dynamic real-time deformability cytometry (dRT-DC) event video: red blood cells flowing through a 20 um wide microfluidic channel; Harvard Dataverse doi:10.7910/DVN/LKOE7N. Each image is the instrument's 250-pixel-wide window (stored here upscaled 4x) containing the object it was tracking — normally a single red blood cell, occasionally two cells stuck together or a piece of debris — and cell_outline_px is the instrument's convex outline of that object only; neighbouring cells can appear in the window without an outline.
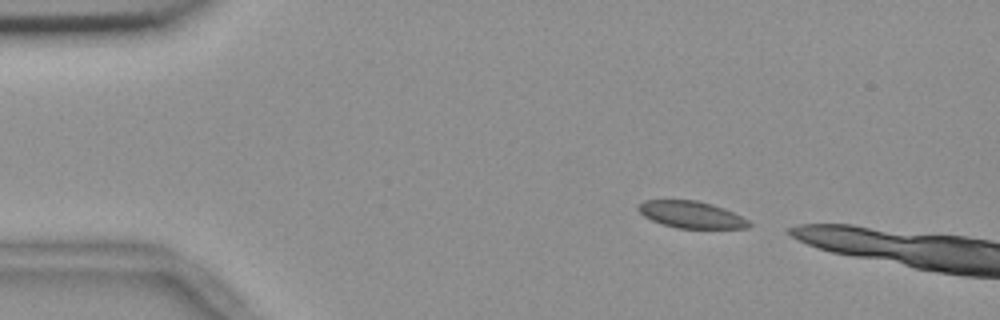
{"species": "common noctule bat (a hibernating species)", "species_latin": "Nyctalus noctula", "temperature_condition": "room temperature", "stored_images_in_passage": 3, "camera_frame_rate_fps": 3000, "um_per_image_px": 0.085, "animal": {"sex": "female", "body_mass_g": 18.4}, "frame": {"image": 1, "passage_image": 1, "time_ms": 0.0, "image_size_px": [1000, 320], "cell_outline_px": [[752, 224], [748, 228], [676, 228], [652, 220], [644, 216], [636, 208], [644, 200], [696, 200], [712, 204], [724, 208], [748, 220]], "centroid_in_image_um": [58.76, 18.24], "position_along_channel_um": 26.2, "area_um2": 17.17}}